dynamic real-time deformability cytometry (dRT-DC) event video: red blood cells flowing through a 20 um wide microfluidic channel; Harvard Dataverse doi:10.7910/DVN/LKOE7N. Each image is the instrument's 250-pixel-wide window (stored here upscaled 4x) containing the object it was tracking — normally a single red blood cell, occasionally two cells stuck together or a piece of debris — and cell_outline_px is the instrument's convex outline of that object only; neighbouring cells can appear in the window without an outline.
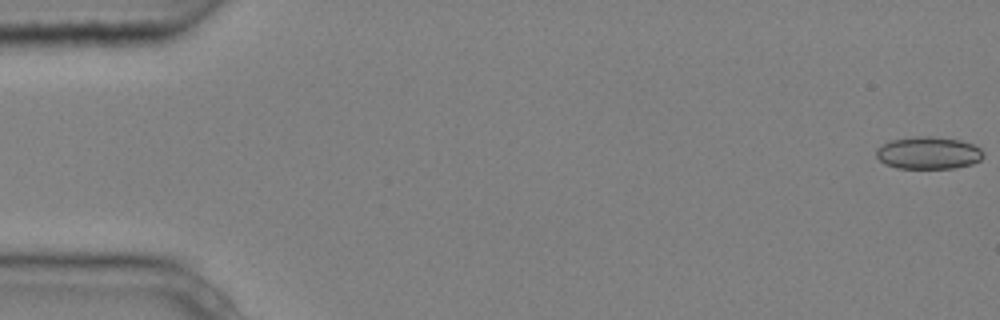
{"species": "common noctule bat (a hibernating species)", "species_latin": "Nyctalus noctula", "temperature_condition": "cold", "stored_images_in_passage": 5, "camera_frame_rate_fps": 3000, "um_per_image_px": 0.085, "animal": {"sex": "male", "body_mass_g": 20.4}, "frame": {"image": 1, "passage_image": 1, "time_ms": 0.0, "image_size_px": [1000, 320], "cell_outline_px": [[984, 156], [980, 160], [972, 164], [956, 168], [896, 168], [884, 164], [876, 156], [876, 148], [888, 140], [916, 136], [932, 136], [960, 140], [972, 144], [980, 148], [984, 152]], "centroid_in_image_um": [78.9, 12.99], "position_along_channel_um": 6.1, "area_um2": 20.46}}
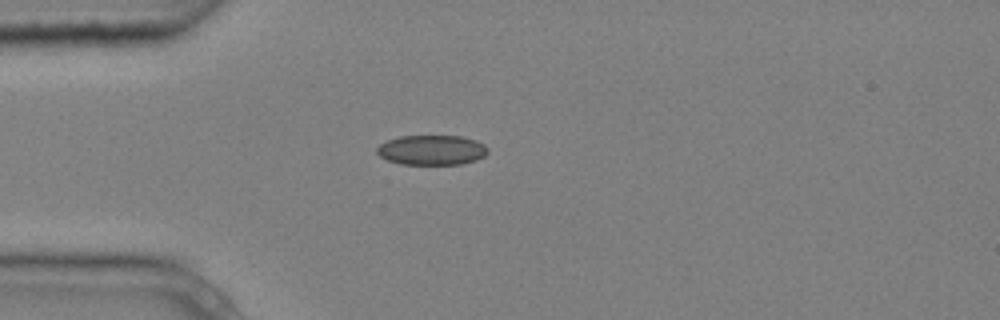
{"frame": {"image": 2, "passage_image": 5, "time_ms": 1.333, "image_size_px": [1000, 320], "cell_outline_px": [[488, 152], [484, 156], [476, 160], [460, 164], [400, 164], [388, 160], [380, 156], [376, 152], [376, 148], [380, 144], [388, 140], [400, 136], [460, 136], [476, 140], [484, 144], [488, 148]], "centroid_in_image_um": [36.7, 12.75], "position_along_channel_um": 48.3, "area_um2": 19.31}}